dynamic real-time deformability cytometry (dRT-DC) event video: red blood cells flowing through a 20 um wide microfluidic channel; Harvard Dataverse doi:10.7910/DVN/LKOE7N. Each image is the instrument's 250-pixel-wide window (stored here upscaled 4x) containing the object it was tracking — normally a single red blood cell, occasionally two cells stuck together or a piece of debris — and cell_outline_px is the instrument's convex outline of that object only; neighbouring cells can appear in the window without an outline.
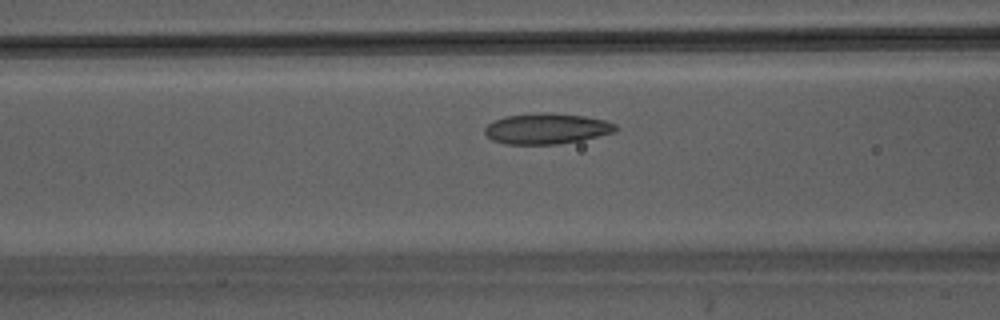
{"species": "Egyptian fruit bat (a non-hibernating species)", "species_latin": "Rousettus aegyptiacus", "temperature_condition": "warm", "stored_images_in_passage": 29, "camera_frame_rate_fps": 3000, "um_per_image_px": 0.085, "animal": {"sex": "male"}, "frame": {"image": 1, "passage_image": 7, "time_ms": 2.0, "image_size_px": [1000, 320], "cell_outline_px": [[620, 128], [616, 132], [580, 140], [556, 144], [504, 144], [492, 140], [484, 132], [484, 128], [492, 120], [504, 116], [544, 112], [552, 112], [584, 116], [604, 120], [616, 124]], "centroid_in_image_um": [46.46, 10.92], "position_along_channel_um": 120.1, "area_um2": 23.58}}
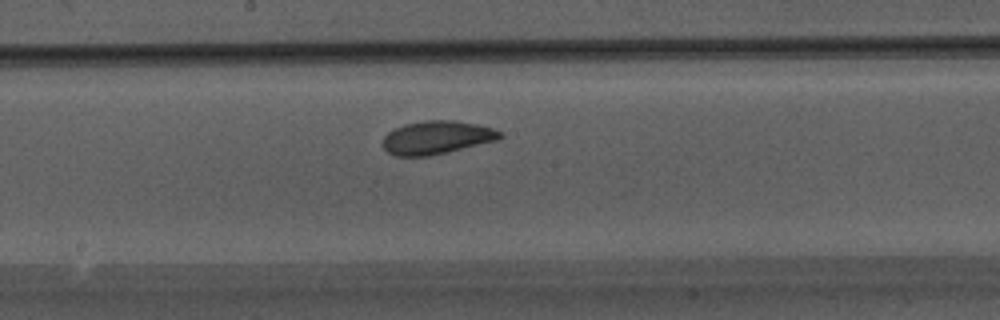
{"frame": {"image": 2, "passage_image": 13, "time_ms": 4.0, "image_size_px": [1000, 320], "cell_outline_px": [[504, 136], [496, 140], [428, 156], [396, 156], [388, 152], [384, 148], [384, 136], [388, 132], [404, 124], [424, 120], [456, 120], [476, 124], [492, 128], [504, 132]], "centroid_in_image_um": [37.13, 11.67], "position_along_channel_um": 211.1, "area_um2": 22.48}}
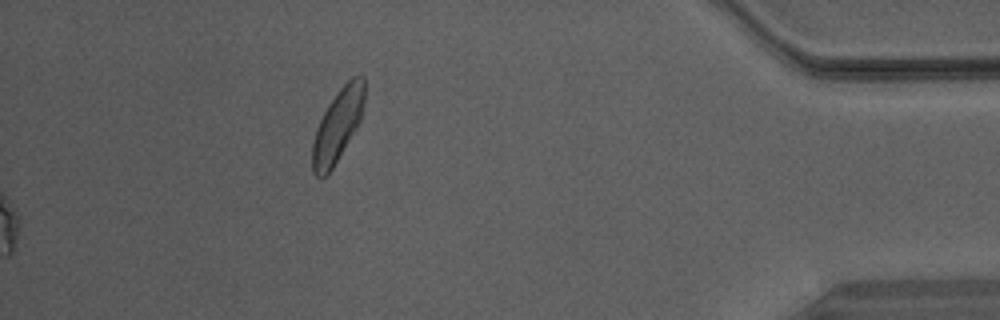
{"frame": {"image": 3, "passage_image": 29, "time_ms": 9.333, "image_size_px": [1000, 320], "cell_outline_px": [[364, 104], [360, 120], [356, 128], [332, 168], [320, 180], [312, 172], [312, 144], [316, 128], [328, 104], [336, 92], [352, 76], [364, 76]], "centroid_in_image_um": [28.68, 10.66], "position_along_channel_um": 406.5, "area_um2": 21.79}}